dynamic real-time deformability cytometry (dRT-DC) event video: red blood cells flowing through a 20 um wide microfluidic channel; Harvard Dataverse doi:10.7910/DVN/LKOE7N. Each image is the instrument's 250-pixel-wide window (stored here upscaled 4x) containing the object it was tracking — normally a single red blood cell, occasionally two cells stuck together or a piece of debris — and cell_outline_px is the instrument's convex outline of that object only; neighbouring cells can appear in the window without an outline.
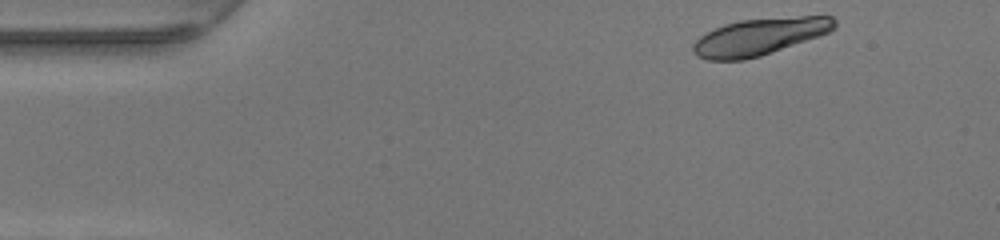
{"species": "human", "species_latin": "Homo sapiens", "temperature_condition": "warm", "stored_images_in_passage": 44, "camera_frame_rate_fps": 3000, "um_per_image_px": 0.085, "donor": {"sex": "female"}, "frame": {"image": 1, "passage_image": 1, "time_ms": 0.0, "image_size_px": [1000, 240], "cell_outline_px": [[836, 28], [820, 36], [760, 56], [744, 60], [708, 60], [696, 56], [692, 52], [692, 44], [700, 36], [724, 24], [740, 20], [800, 16], [832, 16], [836, 20]], "centroid_in_image_um": [64.56, 3.12], "position_along_channel_um": 20.4, "area_um2": 30.46}}
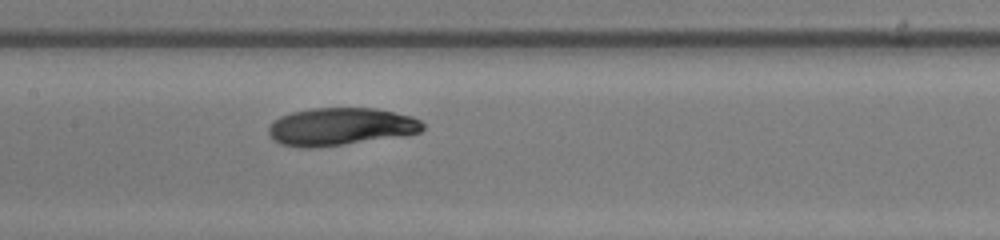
{"frame": {"image": 2, "passage_image": 19, "time_ms": 6.0, "image_size_px": [1000, 240], "cell_outline_px": [[424, 128], [420, 132], [404, 136], [316, 148], [300, 148], [280, 144], [272, 140], [268, 136], [268, 128], [280, 116], [292, 112], [312, 108], [376, 108], [412, 116], [420, 120], [424, 124]], "centroid_in_image_um": [28.95, 10.78], "position_along_channel_um": 178.5, "area_um2": 34.16}}
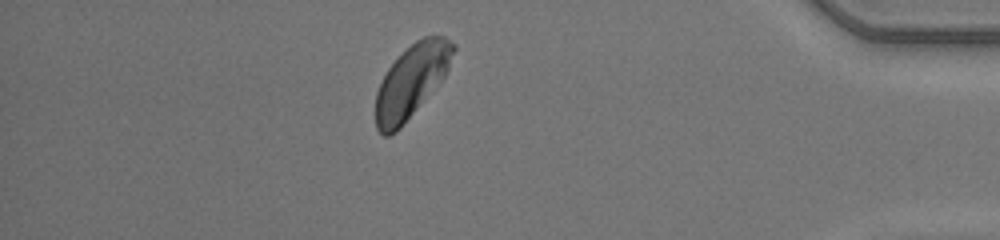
{"frame": {"image": 3, "passage_image": 38, "time_ms": 12.333, "image_size_px": [1000, 240], "cell_outline_px": [[456, 48], [448, 68], [444, 76], [400, 128], [396, 132], [388, 136], [384, 136], [376, 128], [376, 92], [388, 68], [416, 40], [424, 36], [444, 36], [456, 44]], "centroid_in_image_um": [34.97, 6.89], "position_along_channel_um": 400.2, "area_um2": 32.19}, "authors_computed_cell_mechanics": {"area_um2": 33.1194, "velocity_mm_per_s": 4.1946, "shape_relaxation_time_tau1_ms": 2.9928, "shape_relaxation_time_tau2_ms": null, "deformation_change_tau1": 0.1382, "deformation_change_tau2": null}}